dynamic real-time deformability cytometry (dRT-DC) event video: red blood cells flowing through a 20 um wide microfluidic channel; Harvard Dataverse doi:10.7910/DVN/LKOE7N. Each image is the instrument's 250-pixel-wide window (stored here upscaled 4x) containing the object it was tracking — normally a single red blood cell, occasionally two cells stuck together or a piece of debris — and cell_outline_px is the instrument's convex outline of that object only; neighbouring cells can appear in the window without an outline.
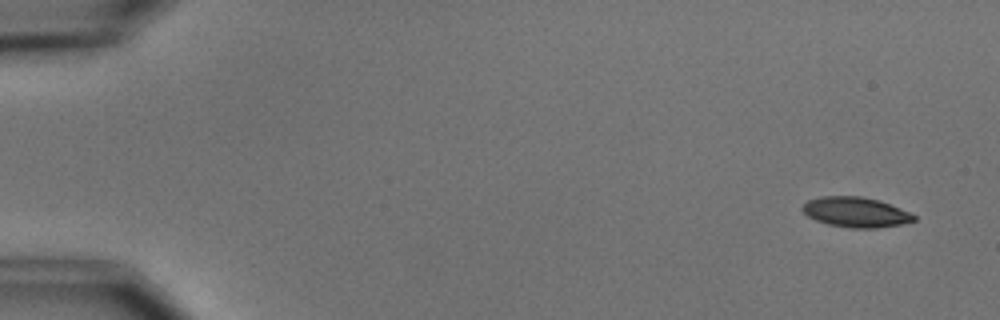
{"species": "common noctule bat (a hibernating species)", "species_latin": "Nyctalus noctula", "temperature_condition": "cold", "stored_images_in_passage": 4, "camera_frame_rate_fps": 3000, "um_per_image_px": 0.085, "animal": {"sex": "male", "body_mass_g": 15.6}, "frame": {"image": 1, "passage_image": 1, "time_ms": 0.0, "image_size_px": [1000, 320], "cell_outline_px": [[916, 220], [900, 224], [876, 228], [848, 228], [828, 224], [816, 220], [808, 216], [800, 208], [808, 200], [820, 196], [860, 196], [880, 200], [900, 208], [916, 216]], "centroid_in_image_um": [72.72, 18.03], "position_along_channel_um": 12.3, "area_um2": 19.54}}
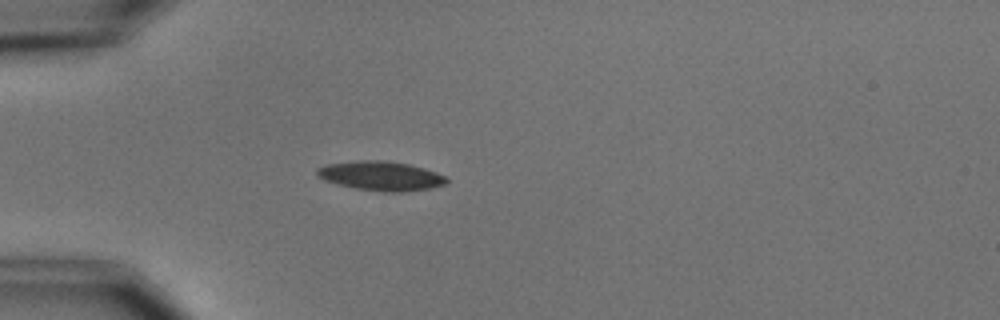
{"frame": {"image": 2, "passage_image": 4, "time_ms": 4.333, "image_size_px": [1000, 320], "cell_outline_px": [[448, 180], [444, 184], [428, 188], [400, 192], [384, 192], [356, 188], [336, 184], [324, 180], [316, 172], [316, 168], [328, 164], [356, 160], [380, 160], [408, 164], [424, 168], [436, 172], [444, 176]], "centroid_in_image_um": [32.34, 14.94], "position_along_channel_um": 52.7, "area_um2": 21.85}}